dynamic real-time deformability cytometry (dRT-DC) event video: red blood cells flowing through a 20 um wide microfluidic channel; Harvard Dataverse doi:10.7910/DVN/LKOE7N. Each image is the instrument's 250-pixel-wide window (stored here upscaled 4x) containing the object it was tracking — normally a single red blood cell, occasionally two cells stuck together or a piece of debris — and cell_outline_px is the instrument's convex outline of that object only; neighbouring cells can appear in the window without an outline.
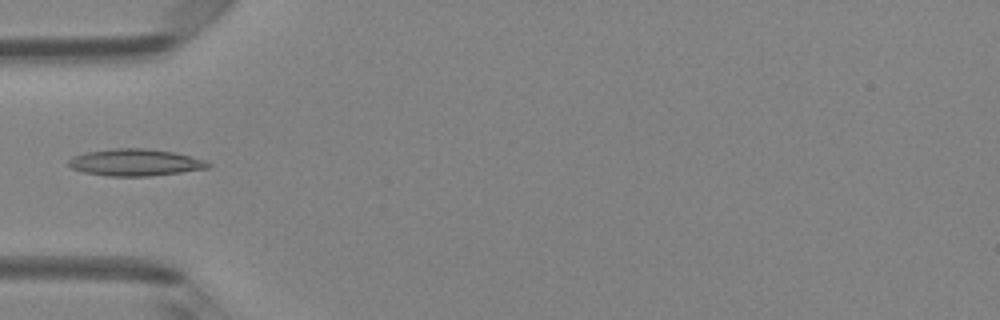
{"species": "Egyptian fruit bat (a non-hibernating species)", "species_latin": "Rousettus aegyptiacus", "temperature_condition": "room temperature", "stored_images_in_passage": 5, "camera_frame_rate_fps": 3000, "um_per_image_px": 0.085, "animal": {"sex": "female"}, "frame": {"image": 1, "passage_image": 4, "time_ms": 1.0, "image_size_px": [1000, 320], "cell_outline_px": [[212, 164], [208, 168], [180, 172], [148, 176], [108, 176], [84, 172], [72, 168], [68, 164], [68, 160], [72, 156], [84, 152], [116, 148], [144, 148], [172, 152], [208, 160]], "centroid_in_image_um": [11.49, 13.8], "position_along_channel_um": 73.5, "area_um2": 21.85}}
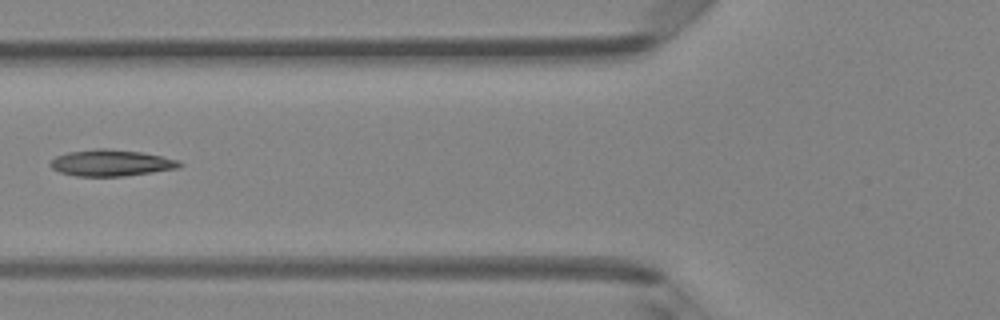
{"frame": {"image": 2, "passage_image": 5, "time_ms": 1.333, "image_size_px": [1000, 320], "cell_outline_px": [[184, 164], [180, 168], [124, 176], [76, 176], [60, 172], [52, 168], [48, 164], [56, 156], [68, 152], [96, 148], [104, 148], [140, 152], [180, 160]], "centroid_in_image_um": [9.46, 13.85], "position_along_channel_um": 116.3, "area_um2": 19.88}}